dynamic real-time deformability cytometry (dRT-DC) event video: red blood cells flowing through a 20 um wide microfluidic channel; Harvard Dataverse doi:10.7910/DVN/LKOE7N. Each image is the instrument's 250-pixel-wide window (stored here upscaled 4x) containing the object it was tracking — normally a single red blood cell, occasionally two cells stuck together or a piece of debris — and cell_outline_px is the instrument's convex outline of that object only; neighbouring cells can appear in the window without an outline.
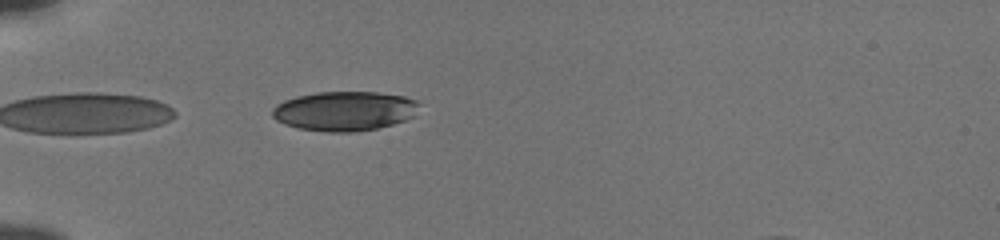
{"species": "human", "species_latin": "Homo sapiens", "temperature_condition": "cold", "stored_images_in_passage": 38, "camera_frame_rate_fps": 3000, "um_per_image_px": 0.085, "donor": {"sex": "male"}, "frame": {"image": 1, "passage_image": 1, "time_ms": 0.0, "image_size_px": [1000, 240], "cell_outline_px": [[420, 104], [412, 116], [404, 120], [392, 124], [376, 128], [356, 132], [328, 132], [300, 128], [284, 124], [276, 120], [272, 116], [272, 108], [276, 104], [284, 100], [296, 96], [316, 92], [376, 92], [404, 96], [416, 100]], "centroid_in_image_um": [29.25, 9.43], "position_along_channel_um": 55.7, "area_um2": 33.76}}
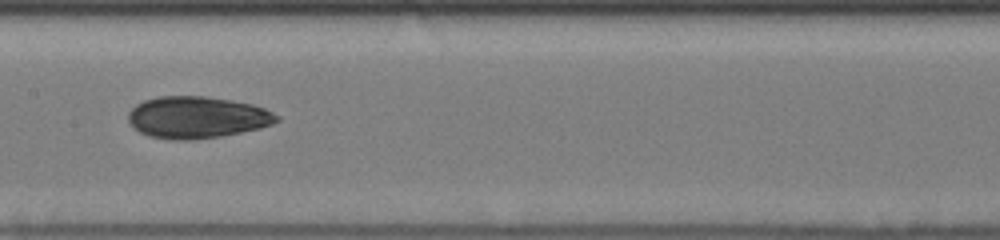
{"frame": {"image": 2, "passage_image": 13, "time_ms": 4.0, "image_size_px": [1000, 240], "cell_outline_px": [[280, 120], [272, 124], [260, 128], [220, 136], [188, 140], [168, 140], [148, 136], [132, 128], [128, 120], [128, 112], [136, 104], [144, 100], [160, 96], [208, 96], [232, 100], [252, 104], [264, 108], [280, 116]], "centroid_in_image_um": [16.72, 9.97], "position_along_channel_um": 190.7, "area_um2": 36.41}}
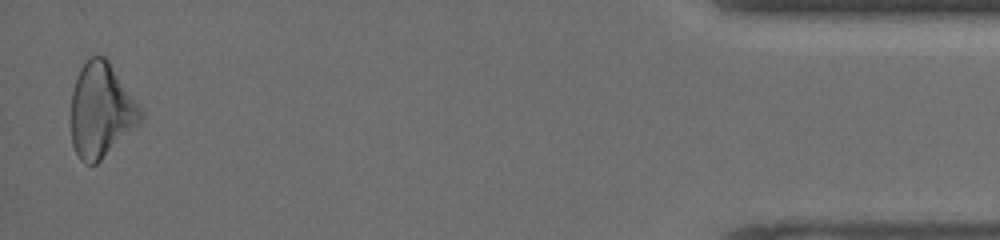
{"frame": {"image": 3, "passage_image": 37, "time_ms": 12.0, "image_size_px": [1000, 240], "cell_outline_px": [[144, 120], [140, 124], [96, 164], [84, 164], [80, 160], [72, 144], [68, 120], [72, 92], [80, 68], [88, 56], [104, 56], [108, 60], [144, 112]], "centroid_in_image_um": [8.57, 9.4], "position_along_channel_um": 426.6, "area_um2": 39.02}, "authors_computed_cell_mechanics": {"area_um2": 35.4025, "velocity_mm_per_s": 3.8496, "shape_relaxation_time_tau1_ms": 3.9188, "shape_relaxation_time_tau2_ms": 3.3187, "deformation_change_tau1": 0.1189, "deformation_change_tau2": 0.0806}}